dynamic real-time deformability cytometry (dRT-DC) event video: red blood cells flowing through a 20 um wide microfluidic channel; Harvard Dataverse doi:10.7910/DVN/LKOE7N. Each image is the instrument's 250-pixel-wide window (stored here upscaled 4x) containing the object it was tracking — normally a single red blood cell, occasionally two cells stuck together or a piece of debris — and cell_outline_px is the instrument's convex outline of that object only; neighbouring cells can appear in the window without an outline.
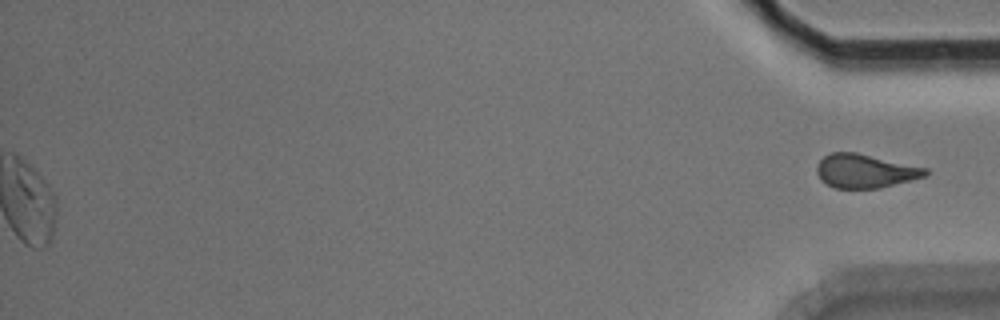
{"species": "Egyptian fruit bat (a non-hibernating species)", "species_latin": "Rousettus aegyptiacus", "temperature_condition": "room temperature", "stored_images_in_passage": 47, "segment_of_instrument_passage": [2, 2], "camera_frame_rate_fps": 3000, "um_per_image_px": 0.085, "animal": {"sex": "male"}, "frame": {"image": 1, "passage_image": 47, "time_ms": 15.333, "image_size_px": [1000, 320], "cell_outline_px": [[928, 176], [880, 188], [836, 188], [820, 180], [816, 172], [816, 164], [824, 156], [832, 152], [856, 152], [928, 168]], "centroid_in_image_um": [73.54, 14.53], "position_along_channel_um": 361.7, "area_um2": 21.5}}